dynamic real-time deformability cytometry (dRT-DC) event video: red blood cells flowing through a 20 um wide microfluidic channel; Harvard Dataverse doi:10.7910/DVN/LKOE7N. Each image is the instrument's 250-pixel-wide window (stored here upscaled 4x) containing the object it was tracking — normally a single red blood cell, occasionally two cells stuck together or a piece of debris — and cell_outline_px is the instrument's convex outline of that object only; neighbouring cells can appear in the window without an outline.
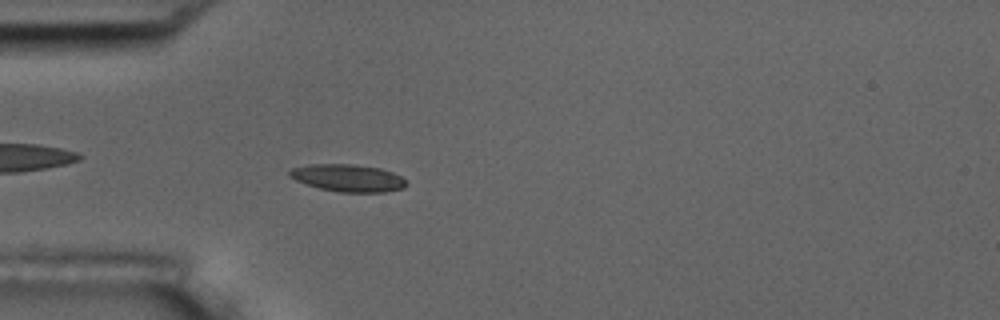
{"species": "common noctule bat (a hibernating species)", "species_latin": "Nyctalus noctula", "temperature_condition": "room temperature", "stored_images_in_passage": 4, "camera_frame_rate_fps": 3000, "um_per_image_px": 0.085, "animal": {"sex": "male", "body_mass_g": 17.5, "forearm_length_mm": 52.3}, "frame": {"image": 1, "passage_image": 4, "time_ms": 3.333, "image_size_px": [1000, 320], "cell_outline_px": [[408, 184], [404, 188], [384, 192], [340, 192], [320, 188], [296, 180], [288, 176], [288, 172], [292, 168], [308, 164], [352, 164], [380, 168], [392, 172], [408, 180]], "centroid_in_image_um": [29.6, 15.12], "position_along_channel_um": 55.4, "area_um2": 18.61}}